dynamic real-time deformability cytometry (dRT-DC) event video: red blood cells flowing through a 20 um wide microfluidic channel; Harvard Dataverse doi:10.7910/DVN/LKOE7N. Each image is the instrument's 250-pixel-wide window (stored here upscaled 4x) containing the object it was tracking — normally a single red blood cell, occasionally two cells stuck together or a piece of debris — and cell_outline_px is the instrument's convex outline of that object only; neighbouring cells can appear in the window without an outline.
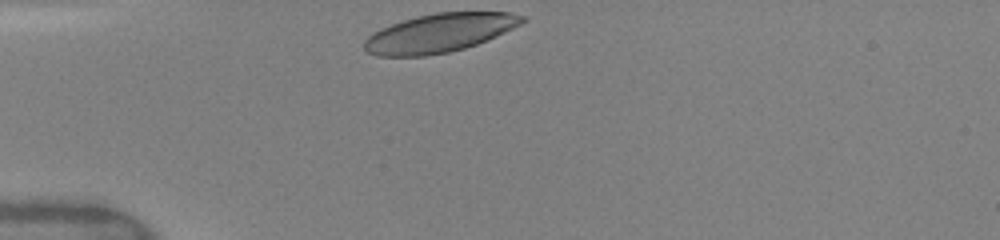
{"species": "human", "species_latin": "Homo sapiens", "temperature_condition": "warm", "stored_images_in_passage": 14, "camera_frame_rate_fps": 3000, "um_per_image_px": 0.085, "donor": {"sex": "female"}, "frame": {"image": 1, "passage_image": 1, "time_ms": 0.0, "image_size_px": [1000, 240], "cell_outline_px": [[528, 20], [496, 36], [476, 44], [464, 48], [448, 52], [424, 56], [376, 56], [368, 52], [364, 48], [364, 40], [368, 36], [380, 28], [416, 16], [436, 12], [512, 12], [524, 16]], "centroid_in_image_um": [37.34, 2.8], "position_along_channel_um": 47.7, "area_um2": 35.43}}
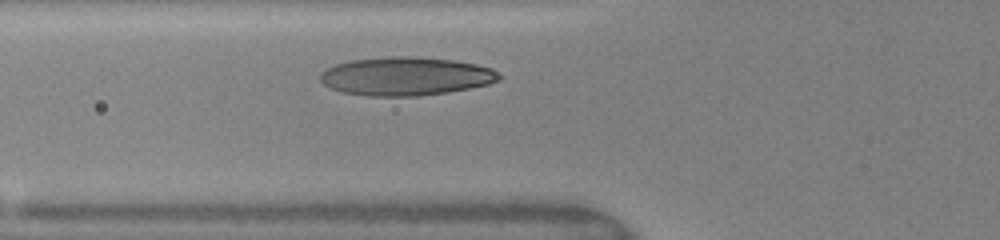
{"frame": {"image": 2, "passage_image": 8, "time_ms": 1.667, "image_size_px": [1000, 240], "cell_outline_px": [[500, 80], [488, 84], [448, 92], [416, 96], [368, 96], [344, 92], [328, 88], [320, 80], [320, 72], [324, 68], [336, 64], [352, 60], [392, 56], [412, 56], [452, 60], [476, 64], [492, 68], [500, 76]], "centroid_in_image_um": [34.45, 6.48], "position_along_channel_um": 91.3, "area_um2": 40.06}}
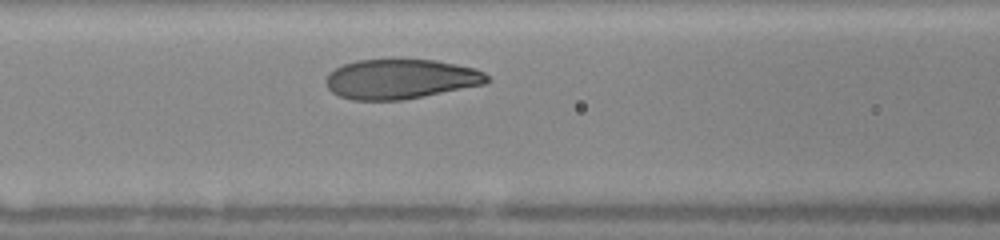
{"frame": {"image": 3, "passage_image": 13, "time_ms": 2.667, "image_size_px": [1000, 240], "cell_outline_px": [[492, 80], [484, 84], [404, 100], [352, 100], [340, 96], [332, 92], [328, 88], [324, 80], [328, 72], [344, 64], [356, 60], [436, 60], [476, 68], [484, 72]], "centroid_in_image_um": [34.05, 6.72], "position_along_channel_um": 132.6, "area_um2": 37.4}}